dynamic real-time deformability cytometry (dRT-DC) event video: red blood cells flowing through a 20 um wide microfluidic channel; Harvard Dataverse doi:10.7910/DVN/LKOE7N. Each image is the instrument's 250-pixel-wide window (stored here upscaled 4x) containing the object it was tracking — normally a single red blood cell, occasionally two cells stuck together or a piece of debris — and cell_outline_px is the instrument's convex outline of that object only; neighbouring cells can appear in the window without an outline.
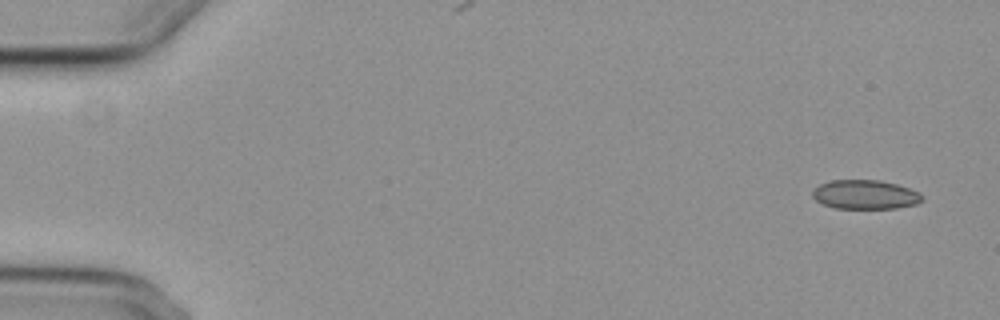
{"species": "common noctule bat (a hibernating species)", "species_latin": "Nyctalus noctula", "temperature_condition": "cold", "stored_images_in_passage": 5, "camera_frame_rate_fps": 3000, "um_per_image_px": 0.085, "animal": {"sex": "female", "body_mass_g": 29.2, "forearm_length_mm": 56.3}, "frame": {"image": 1, "passage_image": 1, "time_ms": 0.0, "image_size_px": [1000, 320], "cell_outline_px": [[924, 200], [916, 204], [896, 208], [832, 208], [816, 200], [812, 196], [812, 188], [820, 184], [832, 180], [880, 180], [896, 184], [920, 192], [924, 196]], "centroid_in_image_um": [73.54, 16.53], "position_along_channel_um": 11.5, "area_um2": 18.73}}
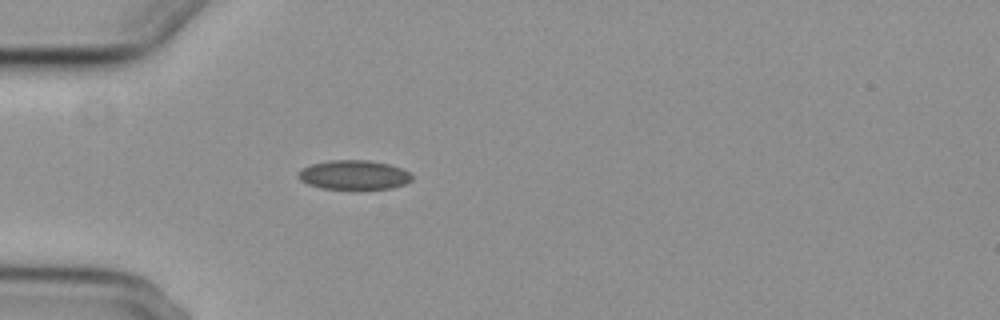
{"frame": {"image": 2, "passage_image": 5, "time_ms": 4.667, "image_size_px": [1000, 320], "cell_outline_px": [[412, 180], [404, 184], [392, 188], [320, 188], [308, 184], [300, 180], [296, 176], [300, 168], [312, 164], [328, 160], [368, 160], [388, 164], [400, 168], [408, 172], [412, 176]], "centroid_in_image_um": [30.03, 14.85], "position_along_channel_um": 55.0, "area_um2": 19.25}}